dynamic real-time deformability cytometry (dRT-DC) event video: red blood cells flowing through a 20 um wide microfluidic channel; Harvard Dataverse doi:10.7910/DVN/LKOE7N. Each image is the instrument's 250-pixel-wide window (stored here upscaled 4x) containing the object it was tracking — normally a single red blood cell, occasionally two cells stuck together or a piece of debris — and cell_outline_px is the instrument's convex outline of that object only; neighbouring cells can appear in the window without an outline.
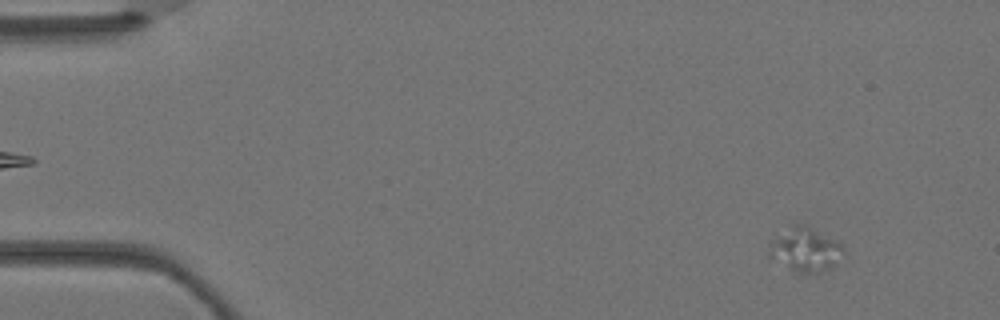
{"species": "Egyptian fruit bat (a non-hibernating species)", "species_latin": "Rousettus aegyptiacus", "temperature_condition": "warm", "stored_images_in_passage": 3, "camera_frame_rate_fps": 3000, "um_per_image_px": 0.085, "animal": {"sex": "female"}, "frame": {"image": 1, "passage_image": 1, "time_ms": 0.0, "image_size_px": [1000, 320], "cell_outline_px": [[844, 252], [836, 264], [828, 268], [812, 272], [792, 272], [768, 260], [768, 252], [772, 240], [776, 236], [796, 224], [804, 224], [840, 244], [844, 248]], "centroid_in_image_um": [68.36, 21.26], "position_along_channel_um": 16.6, "area_um2": 18.79}}
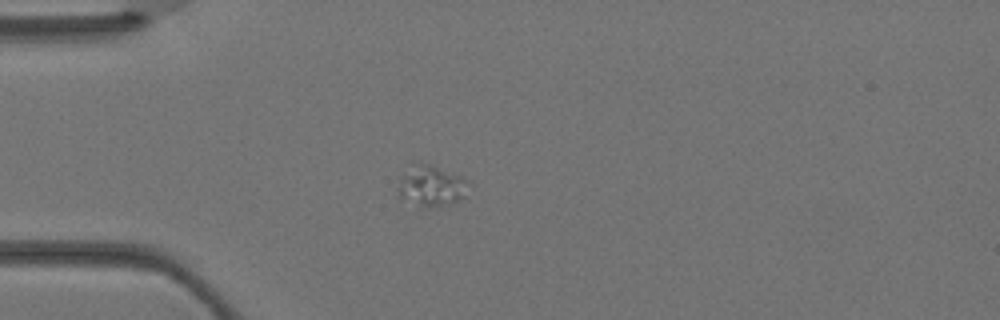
{"frame": {"image": 2, "passage_image": 3, "time_ms": 0.667, "image_size_px": [1000, 320], "cell_outline_px": [[468, 184], [464, 196], [460, 200], [448, 204], [420, 208], [400, 200], [396, 196], [396, 188], [404, 176], [420, 160], [460, 176], [468, 180]], "centroid_in_image_um": [36.61, 15.85], "position_along_channel_um": 48.4, "area_um2": 16.82}}